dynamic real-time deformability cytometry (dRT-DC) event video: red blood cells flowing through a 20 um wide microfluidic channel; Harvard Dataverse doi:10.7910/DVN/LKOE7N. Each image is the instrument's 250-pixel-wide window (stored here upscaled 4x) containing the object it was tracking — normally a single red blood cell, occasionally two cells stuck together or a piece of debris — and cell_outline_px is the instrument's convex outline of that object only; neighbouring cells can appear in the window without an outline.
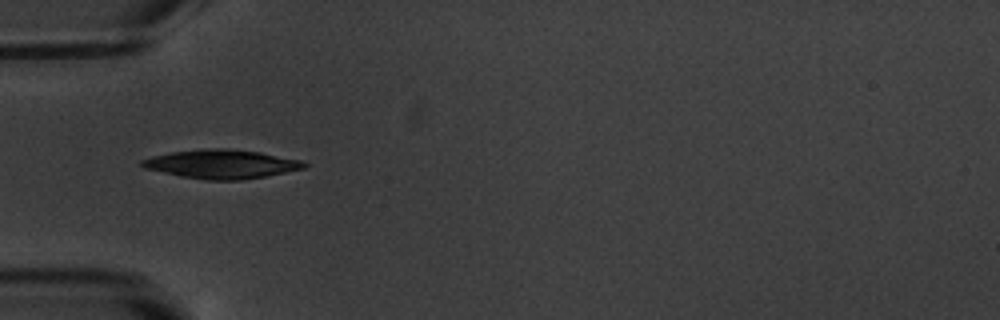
{"species": "common noctule bat (a hibernating species)", "species_latin": "Nyctalus noctula", "temperature_condition": "warm", "stored_images_in_passage": 3, "camera_frame_rate_fps": 3000, "um_per_image_px": 0.085, "animal": {"sex": "male", "body_mass_g": 20.1, "forearm_length_mm": 53.5}, "frame": {"image": 1, "passage_image": 2, "time_ms": 1.333, "image_size_px": [1000, 320], "cell_outline_px": [[308, 164], [304, 168], [264, 176], [240, 180], [208, 180], [180, 176], [144, 168], [140, 164], [140, 160], [152, 156], [172, 152], [204, 148], [228, 148], [260, 152], [300, 160]], "centroid_in_image_um": [18.79, 13.94], "position_along_channel_um": 66.2, "area_um2": 27.11}}